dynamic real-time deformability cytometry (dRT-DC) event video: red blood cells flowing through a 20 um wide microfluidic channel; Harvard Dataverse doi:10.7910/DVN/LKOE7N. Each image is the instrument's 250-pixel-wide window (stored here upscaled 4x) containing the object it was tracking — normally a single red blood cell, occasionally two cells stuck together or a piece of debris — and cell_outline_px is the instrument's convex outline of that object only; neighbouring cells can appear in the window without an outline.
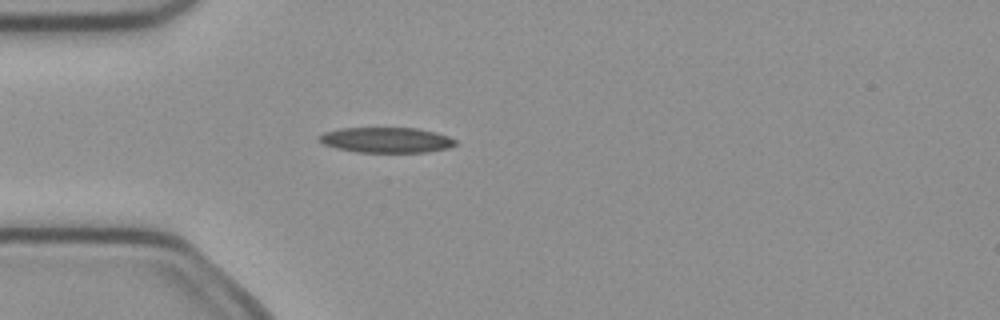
{"species": "common noctule bat (a hibernating species)", "species_latin": "Nyctalus noctula", "temperature_condition": "cold", "stored_images_in_passage": 3, "camera_frame_rate_fps": 3000, "um_per_image_px": 0.085, "animal": {"sex": "female", "body_mass_g": 21.9}, "frame": {"image": 1, "passage_image": 3, "time_ms": 0.667, "image_size_px": [1000, 320], "cell_outline_px": [[460, 144], [448, 148], [424, 152], [356, 152], [336, 148], [324, 144], [316, 136], [324, 132], [340, 128], [420, 128], [436, 132], [448, 136], [456, 140]], "centroid_in_image_um": [32.86, 11.89], "position_along_channel_um": 52.1, "area_um2": 20.29}}